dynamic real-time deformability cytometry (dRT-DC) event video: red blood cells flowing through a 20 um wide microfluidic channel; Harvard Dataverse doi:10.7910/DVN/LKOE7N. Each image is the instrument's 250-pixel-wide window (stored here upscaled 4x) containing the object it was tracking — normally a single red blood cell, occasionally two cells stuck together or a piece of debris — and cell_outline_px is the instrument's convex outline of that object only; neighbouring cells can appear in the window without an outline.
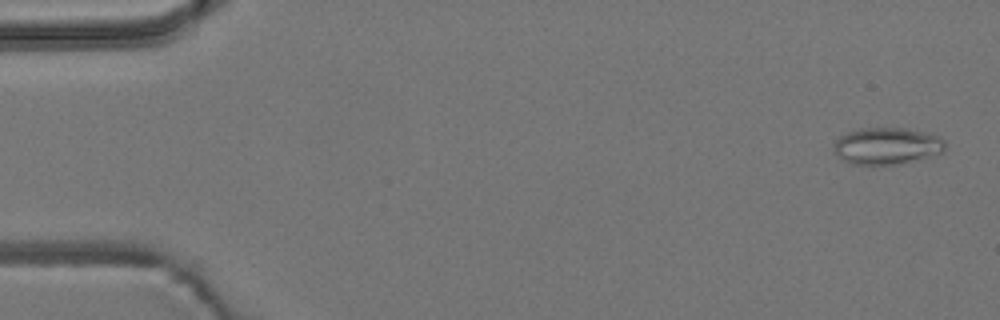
{"species": "common noctule bat (a hibernating species)", "species_latin": "Nyctalus noctula", "temperature_condition": "room temperature", "stored_images_in_passage": 4, "camera_frame_rate_fps": 3000, "um_per_image_px": 0.085, "animal": {"sex": "male", "body_mass_g": 19.2, "forearm_length_mm": 51.8}, "frame": {"image": 1, "passage_image": 1, "time_ms": 0.0, "image_size_px": [1000, 320], "cell_outline_px": [[944, 152], [896, 164], [872, 168], [848, 164], [836, 152], [832, 144], [840, 136], [848, 132], [860, 128], [908, 128], [936, 136], [944, 140]], "centroid_in_image_um": [75.31, 12.44], "position_along_channel_um": 9.7, "area_um2": 24.16}}